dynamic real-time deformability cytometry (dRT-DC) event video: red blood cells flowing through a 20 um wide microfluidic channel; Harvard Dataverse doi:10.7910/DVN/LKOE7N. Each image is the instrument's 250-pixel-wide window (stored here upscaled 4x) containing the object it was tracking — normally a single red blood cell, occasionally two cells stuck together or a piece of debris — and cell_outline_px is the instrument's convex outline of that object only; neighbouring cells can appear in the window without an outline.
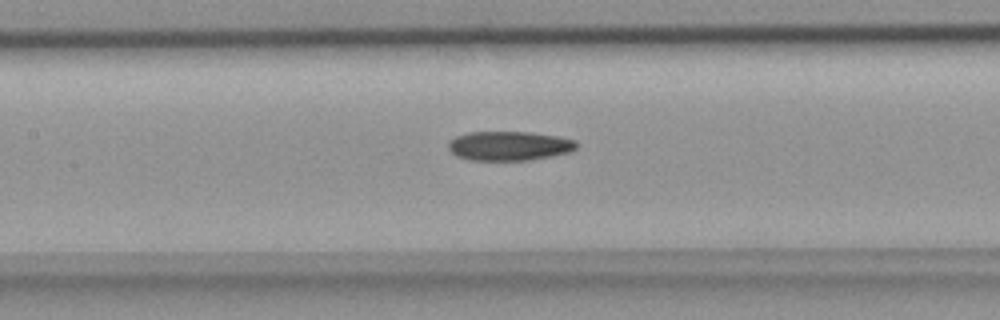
{"species": "common noctule bat (a hibernating species)", "species_latin": "Nyctalus noctula", "temperature_condition": "room temperature", "stored_images_in_passage": 28, "camera_frame_rate_fps": 3000, "um_per_image_px": 0.085, "animal": {"sex": "female", "body_mass_g": 18.4}, "frame": {"image": 1, "passage_image": 9, "time_ms": 2.667, "image_size_px": [1000, 320], "cell_outline_px": [[576, 148], [568, 152], [552, 156], [528, 160], [472, 160], [456, 156], [448, 148], [448, 140], [456, 136], [468, 132], [528, 132], [556, 136], [576, 140]], "centroid_in_image_um": [43.24, 12.39], "position_along_channel_um": 164.2, "area_um2": 21.79}}
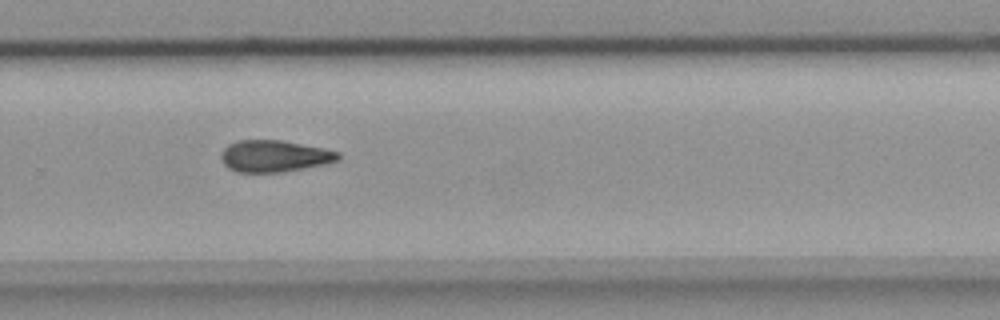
{"frame": {"image": 2, "passage_image": 19, "time_ms": 6.0, "image_size_px": [1000, 320], "cell_outline_px": [[340, 160], [328, 164], [280, 172], [236, 172], [228, 168], [224, 164], [220, 156], [224, 148], [228, 144], [240, 140], [280, 140], [324, 148], [340, 152]], "centroid_in_image_um": [23.34, 13.27], "position_along_channel_um": 306.5, "area_um2": 21.73}}
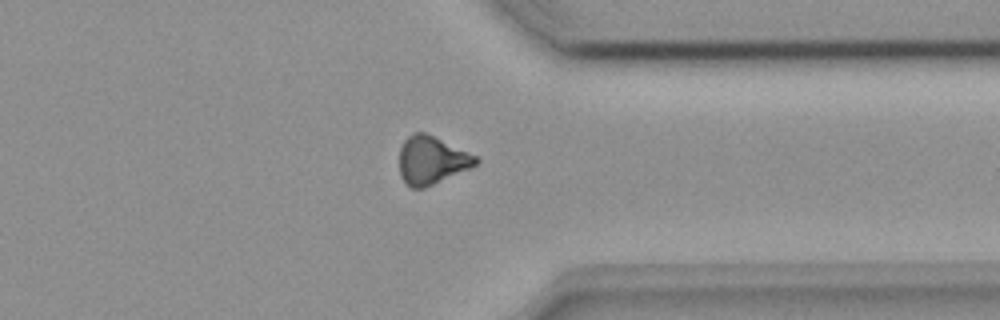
{"frame": {"image": 3, "passage_image": 24, "time_ms": 7.667, "image_size_px": [1000, 320], "cell_outline_px": [[480, 160], [476, 164], [468, 168], [424, 188], [412, 188], [400, 176], [400, 148], [404, 140], [408, 136], [416, 132], [424, 132], [480, 156]], "centroid_in_image_um": [36.7, 13.6], "position_along_channel_um": 374.7, "area_um2": 21.15}}